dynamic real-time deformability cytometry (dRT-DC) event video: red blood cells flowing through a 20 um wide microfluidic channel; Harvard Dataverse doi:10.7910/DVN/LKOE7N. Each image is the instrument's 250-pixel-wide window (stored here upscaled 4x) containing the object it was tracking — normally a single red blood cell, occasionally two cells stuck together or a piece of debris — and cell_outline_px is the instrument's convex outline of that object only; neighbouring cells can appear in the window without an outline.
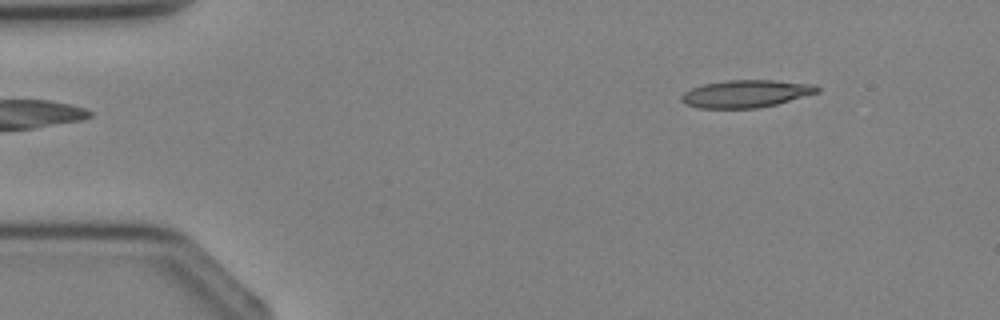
{"species": "Egyptian fruit bat (a non-hibernating species)", "species_latin": "Rousettus aegyptiacus", "temperature_condition": "cold", "stored_images_in_passage": 2, "camera_frame_rate_fps": 3000, "um_per_image_px": 0.085, "animal": {"sex": "female"}, "frame": {"image": 1, "passage_image": 2, "time_ms": 1.333, "image_size_px": [1000, 320], "cell_outline_px": [[820, 92], [776, 104], [756, 108], [700, 108], [684, 104], [680, 100], [680, 96], [684, 92], [692, 88], [704, 84], [728, 80], [772, 80], [816, 84], [820, 88]], "centroid_in_image_um": [63.41, 7.96], "position_along_channel_um": 21.6, "area_um2": 21.79}}